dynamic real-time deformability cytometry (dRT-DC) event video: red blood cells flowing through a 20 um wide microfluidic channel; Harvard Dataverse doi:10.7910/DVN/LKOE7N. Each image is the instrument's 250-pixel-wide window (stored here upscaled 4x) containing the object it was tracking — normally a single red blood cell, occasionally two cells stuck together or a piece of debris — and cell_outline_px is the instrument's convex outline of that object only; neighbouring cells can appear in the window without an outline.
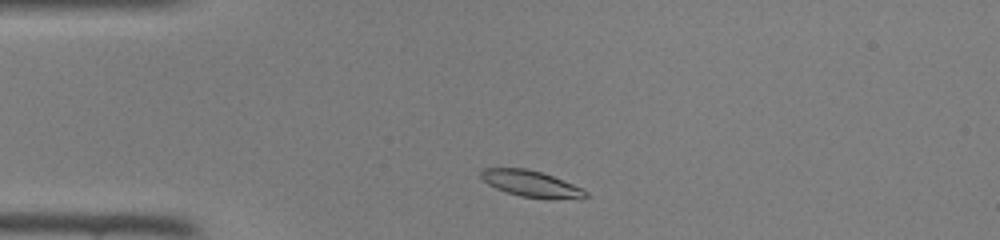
{"species": "common noctule bat (a hibernating species)", "species_latin": "Nyctalus noctula", "temperature_condition": "room temperature", "stored_images_in_passage": 39, "camera_frame_rate_fps": 3000, "um_per_image_px": 0.085, "animal": {"sex": "female", "body_mass_g": 22.0, "forearm_length_mm": 56.7}, "frame": {"image": 1, "passage_image": 3, "time_ms": 0.667, "image_size_px": [1000, 240], "cell_outline_px": [[588, 196], [584, 200], [548, 200], [520, 196], [496, 188], [488, 184], [480, 176], [480, 172], [484, 168], [528, 168], [552, 176], [584, 188], [588, 192]], "centroid_in_image_um": [45.26, 15.66], "position_along_channel_um": 39.7, "area_um2": 16.53}}
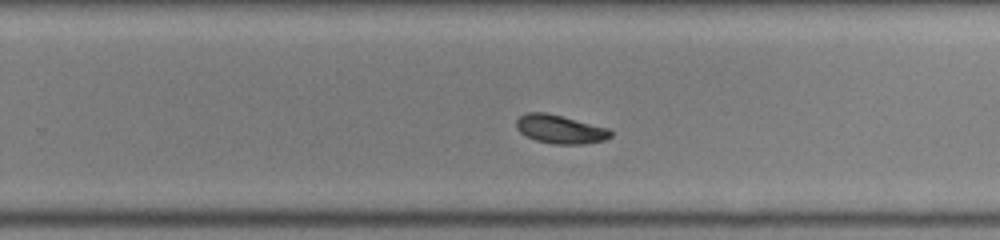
{"frame": {"image": 2, "passage_image": 22, "time_ms": 7.0, "image_size_px": [1000, 240], "cell_outline_px": [[612, 136], [604, 140], [584, 144], [552, 144], [536, 140], [524, 136], [516, 128], [516, 120], [520, 116], [528, 112], [544, 112], [608, 128], [612, 132]], "centroid_in_image_um": [47.58, 11.0], "position_along_channel_um": 282.2, "area_um2": 15.61}}
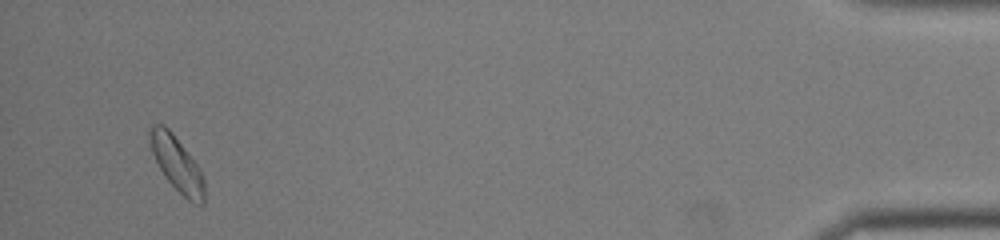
{"frame": {"image": 3, "passage_image": 37, "time_ms": 12.0, "image_size_px": [1000, 240], "cell_outline_px": [[204, 204], [192, 204], [164, 176], [152, 152], [148, 128], [152, 124], [164, 124], [172, 132], [200, 168], [204, 180]], "centroid_in_image_um": [15.04, 13.92], "position_along_channel_um": 420.2, "area_um2": 17.22}}